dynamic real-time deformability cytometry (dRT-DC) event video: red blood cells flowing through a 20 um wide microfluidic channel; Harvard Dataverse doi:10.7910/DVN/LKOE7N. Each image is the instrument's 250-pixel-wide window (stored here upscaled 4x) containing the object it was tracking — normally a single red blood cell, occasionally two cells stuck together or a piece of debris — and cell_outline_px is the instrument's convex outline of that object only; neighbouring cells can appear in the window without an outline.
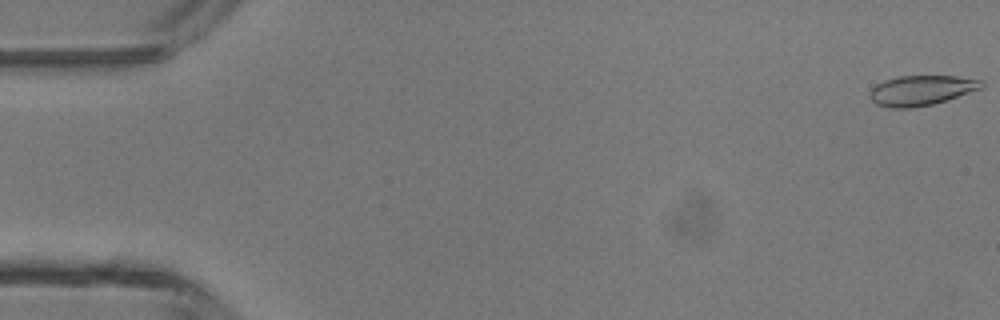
{"species": "common noctule bat (a hibernating species)", "species_latin": "Nyctalus noctula", "temperature_condition": "room temperature", "stored_images_in_passage": 48, "camera_frame_rate_fps": 3000, "um_per_image_px": 0.085, "animal": {"sex": "male", "body_mass_g": 13.3}, "frame": {"image": 1, "passage_image": 1, "time_ms": 0.0, "image_size_px": [1000, 320], "cell_outline_px": [[984, 88], [932, 104], [912, 108], [888, 108], [876, 104], [868, 96], [872, 88], [876, 84], [884, 80], [896, 76], [956, 76], [984, 80]], "centroid_in_image_um": [78.31, 7.68], "position_along_channel_um": 6.7, "area_um2": 19.71}}
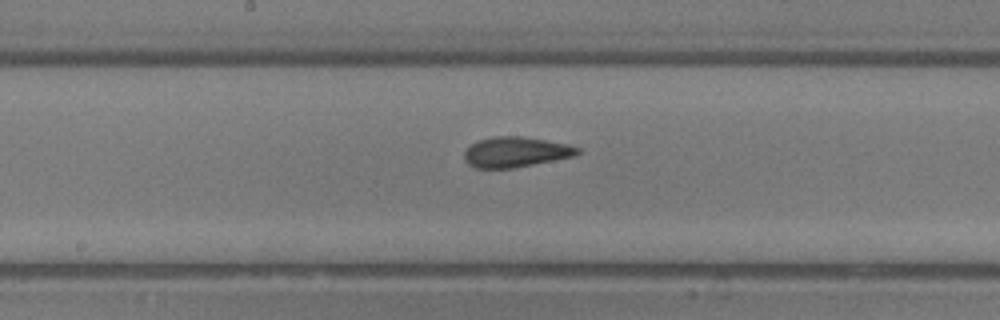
{"frame": {"image": 2, "passage_image": 25, "time_ms": 8.0, "image_size_px": [1000, 320], "cell_outline_px": [[580, 152], [576, 156], [512, 168], [476, 168], [468, 164], [464, 160], [464, 152], [472, 144], [480, 140], [492, 136], [520, 136], [568, 144], [580, 148]], "centroid_in_image_um": [43.84, 12.92], "position_along_channel_um": 204.4, "area_um2": 19.88}}
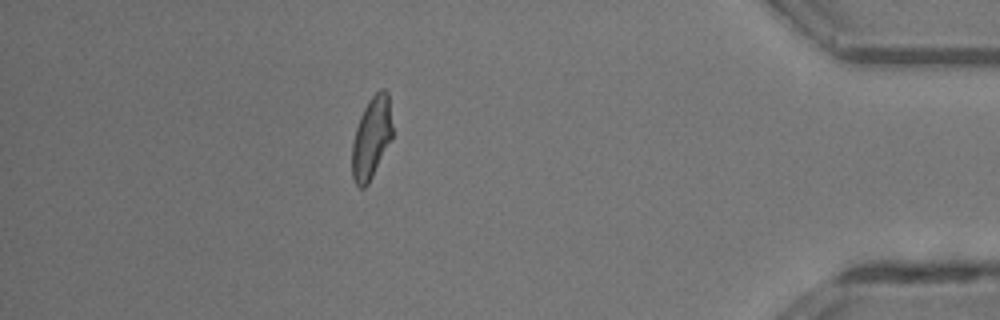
{"frame": {"image": 3, "passage_image": 42, "time_ms": 13.667, "image_size_px": [1000, 320], "cell_outline_px": [[392, 140], [368, 184], [364, 188], [360, 188], [356, 184], [352, 176], [352, 144], [356, 128], [360, 116], [368, 100], [380, 88], [384, 88], [388, 92], [392, 128]], "centroid_in_image_um": [31.58, 11.71], "position_along_channel_um": 403.6, "area_um2": 19.31}, "authors_computed_cell_mechanics": {"area_um2": 19.8543, "velocity_mm_per_s": 4.3587, "shape_relaxation_time_tau1_ms": null, "shape_relaxation_time_tau2_ms": 1.3876, "deformation_change_tau1": null, "deformation_change_tau2": 0.0773}}